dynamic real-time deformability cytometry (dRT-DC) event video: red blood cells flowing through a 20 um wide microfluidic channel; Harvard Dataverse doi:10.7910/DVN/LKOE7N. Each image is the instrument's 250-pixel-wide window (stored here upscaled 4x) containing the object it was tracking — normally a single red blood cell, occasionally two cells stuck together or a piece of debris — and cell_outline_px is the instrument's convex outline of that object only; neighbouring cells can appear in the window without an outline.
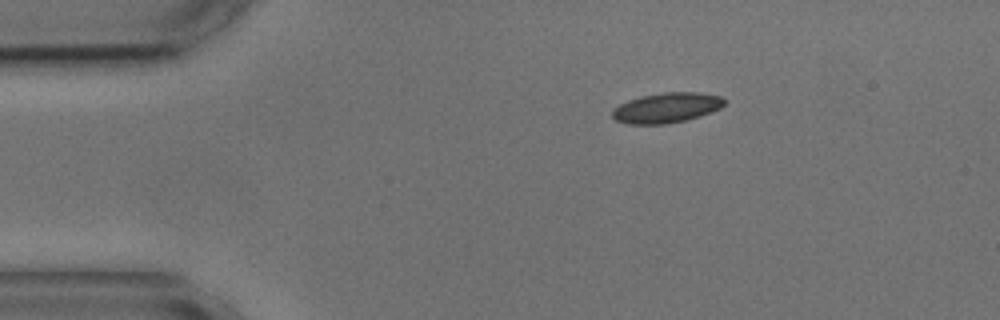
{"species": "common noctule bat (a hibernating species)", "species_latin": "Nyctalus noctula", "temperature_condition": "cold", "stored_images_in_passage": 3, "camera_frame_rate_fps": 3000, "um_per_image_px": 0.085, "animal": {"sex": "male", "body_mass_g": 17.9, "forearm_length_mm": 54.2}, "frame": {"image": 1, "passage_image": 1, "time_ms": 0.0, "image_size_px": [1000, 320], "cell_outline_px": [[724, 104], [720, 108], [712, 112], [700, 116], [684, 120], [664, 124], [628, 124], [616, 120], [612, 116], [612, 108], [628, 100], [640, 96], [664, 92], [696, 92], [720, 96], [724, 100]], "centroid_in_image_um": [56.63, 9.16], "position_along_channel_um": 28.4, "area_um2": 19.59}}
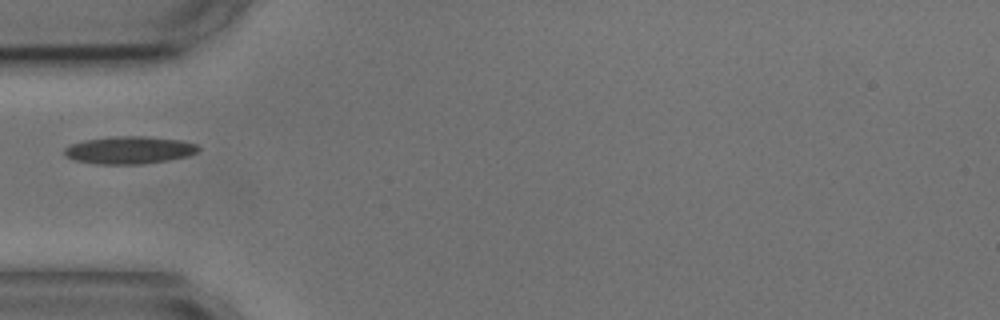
{"frame": {"image": 2, "passage_image": 3, "time_ms": 2.667, "image_size_px": [1000, 320], "cell_outline_px": [[200, 148], [196, 152], [188, 156], [168, 160], [144, 164], [96, 164], [76, 160], [64, 156], [64, 148], [72, 144], [84, 140], [116, 136], [148, 136], [180, 140], [196, 144]], "centroid_in_image_um": [10.99, 12.76], "position_along_channel_um": 74.0, "area_um2": 21.5}}